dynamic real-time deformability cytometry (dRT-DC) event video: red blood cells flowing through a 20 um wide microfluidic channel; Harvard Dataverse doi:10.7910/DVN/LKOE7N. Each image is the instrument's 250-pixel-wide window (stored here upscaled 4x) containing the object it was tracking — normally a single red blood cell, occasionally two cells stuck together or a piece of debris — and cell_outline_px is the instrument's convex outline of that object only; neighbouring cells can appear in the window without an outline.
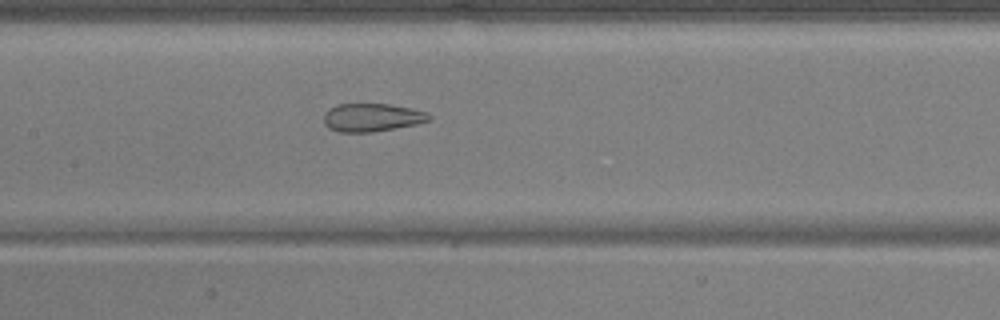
{"species": "common noctule bat (a hibernating species)", "species_latin": "Nyctalus noctula", "temperature_condition": "warm", "stored_images_in_passage": 38, "camera_frame_rate_fps": 3000, "um_per_image_px": 0.085, "animal": {"sex": "male", "body_mass_g": 17.9, "forearm_length_mm": 54.2}, "frame": {"image": 1, "passage_image": 25, "time_ms": 8.0, "image_size_px": [1000, 320], "cell_outline_px": [[432, 120], [416, 124], [396, 128], [372, 132], [340, 132], [328, 128], [324, 124], [324, 112], [328, 108], [336, 104], [388, 104], [412, 108], [428, 112], [432, 116]], "centroid_in_image_um": [31.62, 9.98], "position_along_channel_um": 175.8, "area_um2": 17.51}}